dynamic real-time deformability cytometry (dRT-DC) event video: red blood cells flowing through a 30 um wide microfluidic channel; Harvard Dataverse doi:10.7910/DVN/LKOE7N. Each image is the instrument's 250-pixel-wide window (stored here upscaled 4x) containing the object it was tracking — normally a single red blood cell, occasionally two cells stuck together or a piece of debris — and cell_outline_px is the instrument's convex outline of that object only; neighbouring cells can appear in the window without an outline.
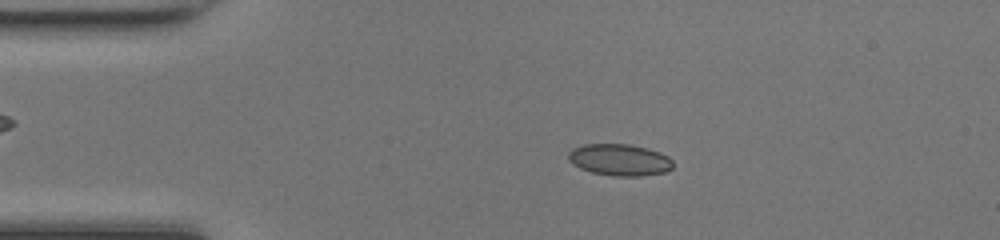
{"species": "common noctule bat (a hibernating species)", "species_latin": "Nyctalus noctula", "temperature_condition": "room temperature", "stored_images_in_passage": 47, "camera_frame_rate_fps": 3000, "um_per_image_px": 0.085, "animal": {"sex": "female", "body_mass_g": 17.0, "forearm_length_mm": 48.0}, "frame": {"image": 1, "passage_image": 9, "time_ms": 2.667, "image_size_px": [1000, 240], "cell_outline_px": [[672, 168], [664, 172], [640, 176], [612, 176], [592, 172], [580, 168], [572, 164], [568, 160], [568, 152], [572, 148], [584, 144], [628, 144], [648, 148], [660, 152], [668, 156], [672, 160]], "centroid_in_image_um": [52.64, 13.58], "position_along_channel_um": 32.4, "area_um2": 19.42}}
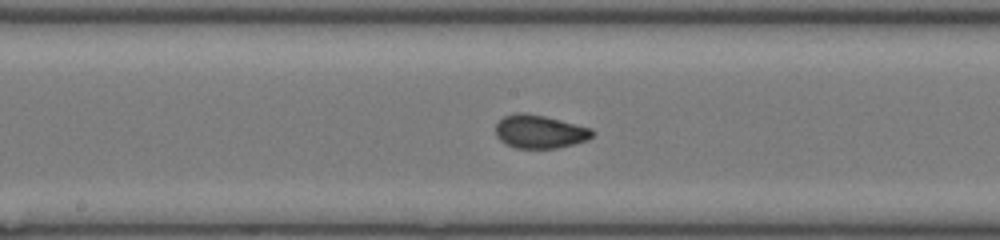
{"frame": {"image": 2, "passage_image": 24, "time_ms": 7.667, "image_size_px": [1000, 240], "cell_outline_px": [[596, 132], [588, 140], [556, 148], [516, 148], [504, 144], [496, 136], [496, 124], [504, 116], [516, 112], [524, 112], [544, 116], [592, 128]], "centroid_in_image_um": [45.87, 11.19], "position_along_channel_um": 202.3, "area_um2": 18.84}}
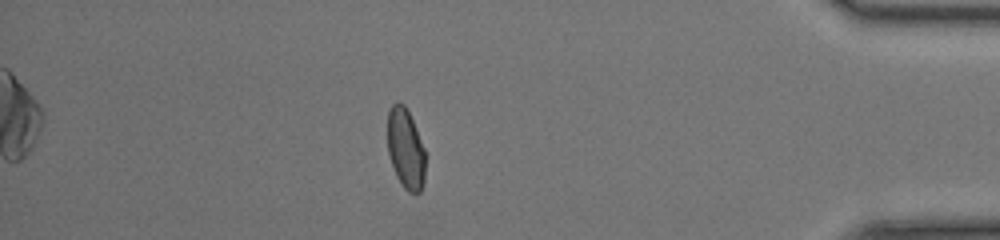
{"frame": {"image": 3, "passage_image": 41, "time_ms": 13.333, "image_size_px": [1000, 240], "cell_outline_px": [[424, 180], [420, 192], [408, 192], [404, 188], [396, 176], [388, 152], [388, 112], [392, 104], [396, 100], [400, 100], [404, 104], [412, 120], [424, 148]], "centroid_in_image_um": [34.46, 12.61], "position_along_channel_um": 400.7, "area_um2": 17.51}, "authors_computed_cell_mechanics": {"area_um2": 18.6116, "velocity_mm_per_s": 4.2949, "shape_relaxation_time_tau1_ms": 9.1444, "shape_relaxation_time_tau2_ms": null, "deformation_change_tau1": 0.2272, "deformation_change_tau2": null}}